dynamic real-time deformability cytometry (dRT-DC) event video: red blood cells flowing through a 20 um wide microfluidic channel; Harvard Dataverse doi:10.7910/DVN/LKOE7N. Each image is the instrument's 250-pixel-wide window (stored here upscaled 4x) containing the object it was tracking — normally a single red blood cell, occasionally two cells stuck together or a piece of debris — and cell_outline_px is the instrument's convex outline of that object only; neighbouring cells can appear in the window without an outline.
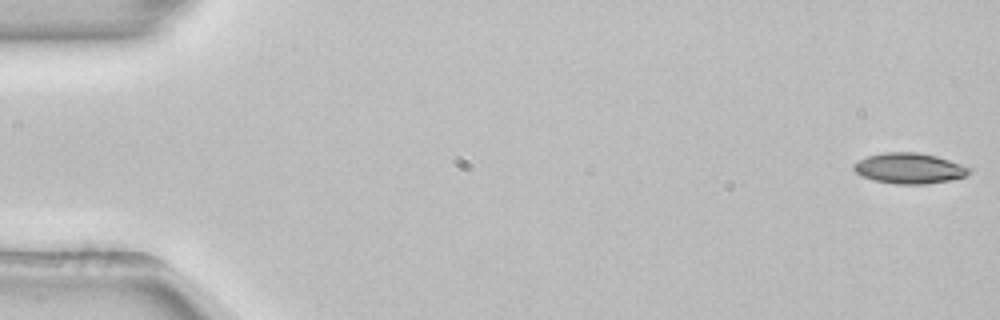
{"species": "common noctule bat (a hibernating species)", "species_latin": "Nyctalus noctula", "temperature_condition": "room temperature", "stored_images_in_passage": 12, "camera_frame_rate_fps": 3000, "um_per_image_px": 0.085, "animal": {"sex": "female", "body_mass_g": 22.7, "forearm_length_mm": 54.2}, "frame": {"image": 1, "passage_image": 1, "time_ms": 0.0, "image_size_px": [1000, 320], "cell_outline_px": [[972, 172], [964, 176], [948, 180], [924, 184], [896, 184], [876, 180], [864, 176], [856, 172], [852, 168], [852, 164], [868, 156], [884, 152], [916, 152], [936, 156], [972, 168]], "centroid_in_image_um": [77.29, 14.3], "position_along_channel_um": 7.7, "area_um2": 20.29}}